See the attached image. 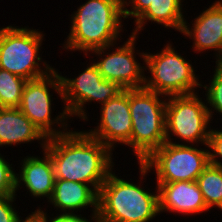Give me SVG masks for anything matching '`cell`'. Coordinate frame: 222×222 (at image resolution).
<instances>
[{"instance_id": "6da1fadb", "label": "cell", "mask_w": 222, "mask_h": 222, "mask_svg": "<svg viewBox=\"0 0 222 222\" xmlns=\"http://www.w3.org/2000/svg\"><path fill=\"white\" fill-rule=\"evenodd\" d=\"M44 150L49 154L55 179L90 185L97 193L114 170L113 152L84 130H71L47 138Z\"/></svg>"}, {"instance_id": "7a4b0ae2", "label": "cell", "mask_w": 222, "mask_h": 222, "mask_svg": "<svg viewBox=\"0 0 222 222\" xmlns=\"http://www.w3.org/2000/svg\"><path fill=\"white\" fill-rule=\"evenodd\" d=\"M138 165L140 180L137 183L118 177L115 170L109 173L98 192L100 222H152L160 215L157 186L153 192L142 184L152 172L143 163Z\"/></svg>"}, {"instance_id": "3957f363", "label": "cell", "mask_w": 222, "mask_h": 222, "mask_svg": "<svg viewBox=\"0 0 222 222\" xmlns=\"http://www.w3.org/2000/svg\"><path fill=\"white\" fill-rule=\"evenodd\" d=\"M70 17L62 50L83 52L85 56L93 49L122 42L123 0H87Z\"/></svg>"}, {"instance_id": "277c9868", "label": "cell", "mask_w": 222, "mask_h": 222, "mask_svg": "<svg viewBox=\"0 0 222 222\" xmlns=\"http://www.w3.org/2000/svg\"><path fill=\"white\" fill-rule=\"evenodd\" d=\"M166 99L167 97L145 88L129 89L132 120L129 149L136 156L137 163L145 161L166 142Z\"/></svg>"}, {"instance_id": "5b68a950", "label": "cell", "mask_w": 222, "mask_h": 222, "mask_svg": "<svg viewBox=\"0 0 222 222\" xmlns=\"http://www.w3.org/2000/svg\"><path fill=\"white\" fill-rule=\"evenodd\" d=\"M154 53L145 54V73L143 88L165 97L187 95L199 92L204 82L199 81L192 61L178 53L172 42ZM173 46V47H172ZM188 60V61H187Z\"/></svg>"}, {"instance_id": "8992f818", "label": "cell", "mask_w": 222, "mask_h": 222, "mask_svg": "<svg viewBox=\"0 0 222 222\" xmlns=\"http://www.w3.org/2000/svg\"><path fill=\"white\" fill-rule=\"evenodd\" d=\"M38 30L29 28L28 25L19 27L14 24L0 28V69L32 80L55 68L42 59L40 53L46 34Z\"/></svg>"}, {"instance_id": "52a82bcc", "label": "cell", "mask_w": 222, "mask_h": 222, "mask_svg": "<svg viewBox=\"0 0 222 222\" xmlns=\"http://www.w3.org/2000/svg\"><path fill=\"white\" fill-rule=\"evenodd\" d=\"M57 70L54 68L42 77L27 80L19 106V110L46 138L59 136L71 130L68 128L70 126L68 122L72 120L64 106L61 107L62 112H58L59 115L52 118V109H54L52 102L55 100L52 97L53 94L56 93L60 100L63 99L61 80ZM52 90L55 92L52 93Z\"/></svg>"}, {"instance_id": "ba28073f", "label": "cell", "mask_w": 222, "mask_h": 222, "mask_svg": "<svg viewBox=\"0 0 222 222\" xmlns=\"http://www.w3.org/2000/svg\"><path fill=\"white\" fill-rule=\"evenodd\" d=\"M199 94L201 93L170 96L166 99V142L207 145L209 132L213 126L210 124L212 122L206 100ZM175 139L178 142L173 141Z\"/></svg>"}, {"instance_id": "9c48e42d", "label": "cell", "mask_w": 222, "mask_h": 222, "mask_svg": "<svg viewBox=\"0 0 222 222\" xmlns=\"http://www.w3.org/2000/svg\"><path fill=\"white\" fill-rule=\"evenodd\" d=\"M142 163L155 173V183L196 181L210 164L207 145L201 148L199 145L168 142L162 144Z\"/></svg>"}, {"instance_id": "30bf717a", "label": "cell", "mask_w": 222, "mask_h": 222, "mask_svg": "<svg viewBox=\"0 0 222 222\" xmlns=\"http://www.w3.org/2000/svg\"><path fill=\"white\" fill-rule=\"evenodd\" d=\"M138 38V35L130 34L122 45L118 46L117 43H114L93 49L85 56L95 55L97 57V60L91 57L89 61L93 62L104 79L117 83L124 90L143 88L145 65L138 62L136 55L144 62L146 52L136 50Z\"/></svg>"}, {"instance_id": "8fae6325", "label": "cell", "mask_w": 222, "mask_h": 222, "mask_svg": "<svg viewBox=\"0 0 222 222\" xmlns=\"http://www.w3.org/2000/svg\"><path fill=\"white\" fill-rule=\"evenodd\" d=\"M78 76L69 78L58 72L61 80L63 106L70 118H79L80 121H89L86 104L97 102L101 106L111 98L116 97L124 89L117 83L104 79L93 62H89ZM88 114V115H87Z\"/></svg>"}, {"instance_id": "7c38bea8", "label": "cell", "mask_w": 222, "mask_h": 222, "mask_svg": "<svg viewBox=\"0 0 222 222\" xmlns=\"http://www.w3.org/2000/svg\"><path fill=\"white\" fill-rule=\"evenodd\" d=\"M99 108V122L95 123L97 124L96 127L87 131L85 130V132L91 137L101 141L112 152H114L113 150L119 144L129 147V140L132 133L129 89L123 90Z\"/></svg>"}, {"instance_id": "4fadbf2b", "label": "cell", "mask_w": 222, "mask_h": 222, "mask_svg": "<svg viewBox=\"0 0 222 222\" xmlns=\"http://www.w3.org/2000/svg\"><path fill=\"white\" fill-rule=\"evenodd\" d=\"M191 24L192 27L185 18L180 33L193 41L190 47L194 53L214 51L215 64H218L222 59V3L215 0L195 16Z\"/></svg>"}, {"instance_id": "5bb4252c", "label": "cell", "mask_w": 222, "mask_h": 222, "mask_svg": "<svg viewBox=\"0 0 222 222\" xmlns=\"http://www.w3.org/2000/svg\"><path fill=\"white\" fill-rule=\"evenodd\" d=\"M43 156L27 155L20 159L19 172L15 174L16 195L21 188L29 192L33 199L50 200L54 191L55 173L49 154L43 149ZM22 186V187H21ZM21 187V188H20Z\"/></svg>"}, {"instance_id": "9a60e30c", "label": "cell", "mask_w": 222, "mask_h": 222, "mask_svg": "<svg viewBox=\"0 0 222 222\" xmlns=\"http://www.w3.org/2000/svg\"><path fill=\"white\" fill-rule=\"evenodd\" d=\"M161 213L196 216L209 211L196 181L156 183ZM166 211V212H165ZM193 214V215H192Z\"/></svg>"}, {"instance_id": "2e32d148", "label": "cell", "mask_w": 222, "mask_h": 222, "mask_svg": "<svg viewBox=\"0 0 222 222\" xmlns=\"http://www.w3.org/2000/svg\"><path fill=\"white\" fill-rule=\"evenodd\" d=\"M47 202L59 214H78L88 207L92 214L98 213V193L88 184L71 180L55 179L53 195Z\"/></svg>"}, {"instance_id": "e0dca14e", "label": "cell", "mask_w": 222, "mask_h": 222, "mask_svg": "<svg viewBox=\"0 0 222 222\" xmlns=\"http://www.w3.org/2000/svg\"><path fill=\"white\" fill-rule=\"evenodd\" d=\"M39 142L42 150L47 138L19 108L0 107V147Z\"/></svg>"}, {"instance_id": "ac0fdd59", "label": "cell", "mask_w": 222, "mask_h": 222, "mask_svg": "<svg viewBox=\"0 0 222 222\" xmlns=\"http://www.w3.org/2000/svg\"><path fill=\"white\" fill-rule=\"evenodd\" d=\"M184 0H153L148 9L135 21L131 34L139 35L148 22L162 25V27L181 32L185 10L182 4ZM184 11V12H183Z\"/></svg>"}, {"instance_id": "d6986e66", "label": "cell", "mask_w": 222, "mask_h": 222, "mask_svg": "<svg viewBox=\"0 0 222 222\" xmlns=\"http://www.w3.org/2000/svg\"><path fill=\"white\" fill-rule=\"evenodd\" d=\"M196 182L208 209L222 210V167L209 164Z\"/></svg>"}, {"instance_id": "ffe728a7", "label": "cell", "mask_w": 222, "mask_h": 222, "mask_svg": "<svg viewBox=\"0 0 222 222\" xmlns=\"http://www.w3.org/2000/svg\"><path fill=\"white\" fill-rule=\"evenodd\" d=\"M26 82V79L0 69V107L19 108Z\"/></svg>"}, {"instance_id": "44dd1931", "label": "cell", "mask_w": 222, "mask_h": 222, "mask_svg": "<svg viewBox=\"0 0 222 222\" xmlns=\"http://www.w3.org/2000/svg\"><path fill=\"white\" fill-rule=\"evenodd\" d=\"M214 73L208 84L201 85L206 93V104L210 120L213 122L217 113L222 117V67L215 64ZM216 112V113H215Z\"/></svg>"}, {"instance_id": "7402d4cb", "label": "cell", "mask_w": 222, "mask_h": 222, "mask_svg": "<svg viewBox=\"0 0 222 222\" xmlns=\"http://www.w3.org/2000/svg\"><path fill=\"white\" fill-rule=\"evenodd\" d=\"M0 153V196L16 195L15 174L13 164Z\"/></svg>"}, {"instance_id": "603a6c76", "label": "cell", "mask_w": 222, "mask_h": 222, "mask_svg": "<svg viewBox=\"0 0 222 222\" xmlns=\"http://www.w3.org/2000/svg\"><path fill=\"white\" fill-rule=\"evenodd\" d=\"M220 128L210 129L207 147L209 163L222 167V127L220 126Z\"/></svg>"}, {"instance_id": "cb8c5ba5", "label": "cell", "mask_w": 222, "mask_h": 222, "mask_svg": "<svg viewBox=\"0 0 222 222\" xmlns=\"http://www.w3.org/2000/svg\"><path fill=\"white\" fill-rule=\"evenodd\" d=\"M18 195H5L0 196V222H18L22 217L19 216L16 199ZM15 205H14V204Z\"/></svg>"}, {"instance_id": "d4e9b609", "label": "cell", "mask_w": 222, "mask_h": 222, "mask_svg": "<svg viewBox=\"0 0 222 222\" xmlns=\"http://www.w3.org/2000/svg\"><path fill=\"white\" fill-rule=\"evenodd\" d=\"M153 0H123L124 19L134 18V22L148 9ZM130 6V7H129Z\"/></svg>"}, {"instance_id": "484cf974", "label": "cell", "mask_w": 222, "mask_h": 222, "mask_svg": "<svg viewBox=\"0 0 222 222\" xmlns=\"http://www.w3.org/2000/svg\"><path fill=\"white\" fill-rule=\"evenodd\" d=\"M53 214L54 212L51 214L52 217L48 214L49 222H92V220L94 222H100L97 214L92 213L90 216L91 219H87L86 216L84 217V214H58L57 212L55 216Z\"/></svg>"}, {"instance_id": "4316f807", "label": "cell", "mask_w": 222, "mask_h": 222, "mask_svg": "<svg viewBox=\"0 0 222 222\" xmlns=\"http://www.w3.org/2000/svg\"><path fill=\"white\" fill-rule=\"evenodd\" d=\"M42 208L38 206L34 212L28 213L25 218L21 217L18 222H49L47 209L42 210Z\"/></svg>"}, {"instance_id": "83f0119b", "label": "cell", "mask_w": 222, "mask_h": 222, "mask_svg": "<svg viewBox=\"0 0 222 222\" xmlns=\"http://www.w3.org/2000/svg\"><path fill=\"white\" fill-rule=\"evenodd\" d=\"M218 65H220V66L222 67V59H221V61L218 63Z\"/></svg>"}]
</instances>
